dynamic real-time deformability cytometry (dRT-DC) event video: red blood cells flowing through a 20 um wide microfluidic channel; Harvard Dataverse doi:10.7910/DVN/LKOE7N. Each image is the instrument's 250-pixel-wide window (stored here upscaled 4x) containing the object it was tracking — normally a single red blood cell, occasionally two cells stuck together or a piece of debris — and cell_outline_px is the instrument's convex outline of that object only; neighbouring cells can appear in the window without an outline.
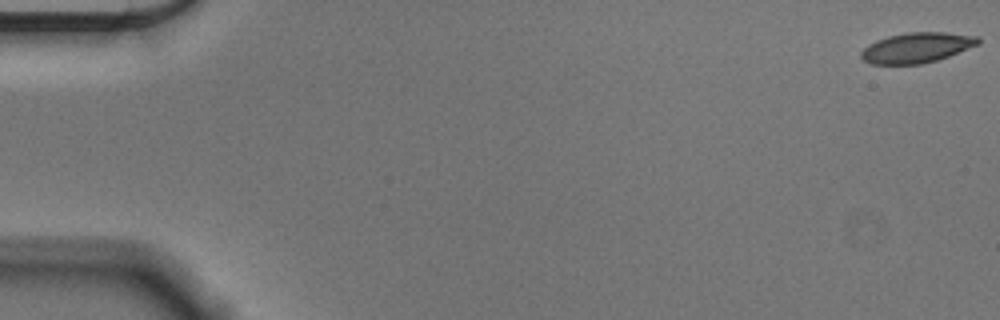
{"species": "Egyptian fruit bat (a non-hibernating species)", "species_latin": "Rousettus aegyptiacus", "temperature_condition": "cold", "stored_images_in_passage": 53, "camera_frame_rate_fps": 3000, "um_per_image_px": 0.085, "animal": {"sex": "male"}, "frame": {"image": 1, "passage_image": 1, "time_ms": 0.0, "image_size_px": [1000, 320], "cell_outline_px": [[980, 44], [948, 56], [936, 60], [920, 64], [872, 64], [864, 60], [860, 56], [860, 52], [868, 44], [876, 40], [888, 36], [908, 32], [944, 32], [980, 36]], "centroid_in_image_um": [77.93, 4.04], "position_along_channel_um": 7.1, "area_um2": 20.63}}
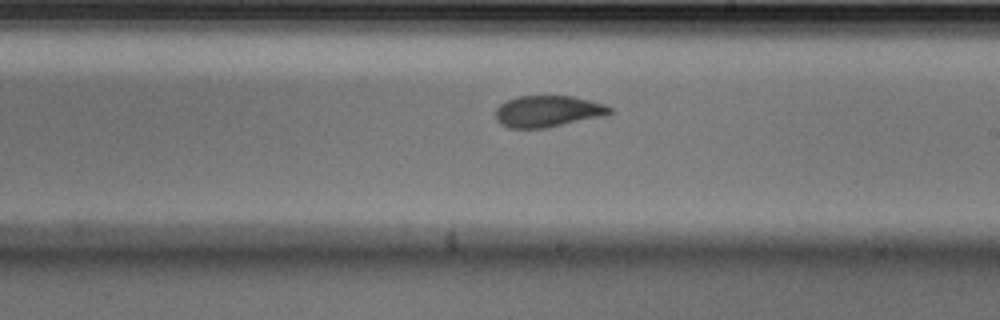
{"frame": {"image": 2, "passage_image": 33, "time_ms": 10.667, "image_size_px": [1000, 320], "cell_outline_px": [[612, 112], [608, 116], [544, 128], [508, 128], [500, 124], [496, 120], [496, 108], [500, 104], [516, 96], [572, 96], [604, 104], [612, 108]], "centroid_in_image_um": [46.58, 9.47], "position_along_channel_um": 242.4, "area_um2": 21.1}}
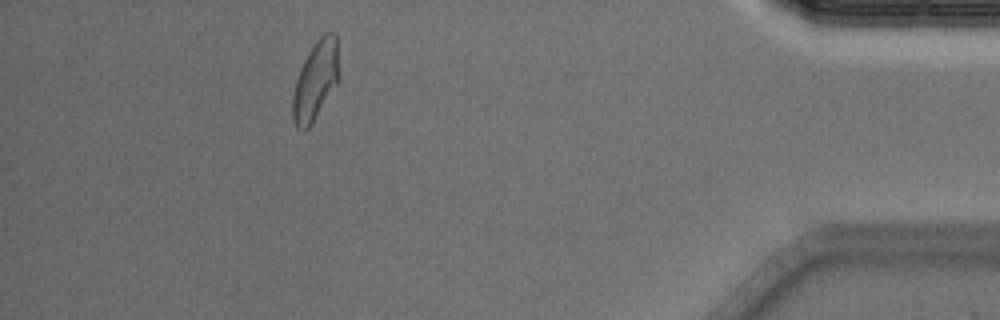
{"frame": {"image": 3, "passage_image": 51, "time_ms": 16.667, "image_size_px": [1000, 320], "cell_outline_px": [[340, 76], [336, 84], [312, 124], [304, 132], [296, 128], [292, 120], [292, 96], [296, 80], [300, 68], [308, 52], [316, 40], [324, 32], [332, 32], [336, 36]], "centroid_in_image_um": [26.81, 6.87], "position_along_channel_um": 408.4, "area_um2": 21.5}, "authors_computed_cell_mechanics": {"area_um2": 21.1548, "velocity_mm_per_s": 3.5896, "shape_relaxation_time_tau1_ms": 5.0143, "shape_relaxation_time_tau2_ms": 1.5745, "deformation_change_tau1": 0.1321, "deformation_change_tau2": 0.0574}}